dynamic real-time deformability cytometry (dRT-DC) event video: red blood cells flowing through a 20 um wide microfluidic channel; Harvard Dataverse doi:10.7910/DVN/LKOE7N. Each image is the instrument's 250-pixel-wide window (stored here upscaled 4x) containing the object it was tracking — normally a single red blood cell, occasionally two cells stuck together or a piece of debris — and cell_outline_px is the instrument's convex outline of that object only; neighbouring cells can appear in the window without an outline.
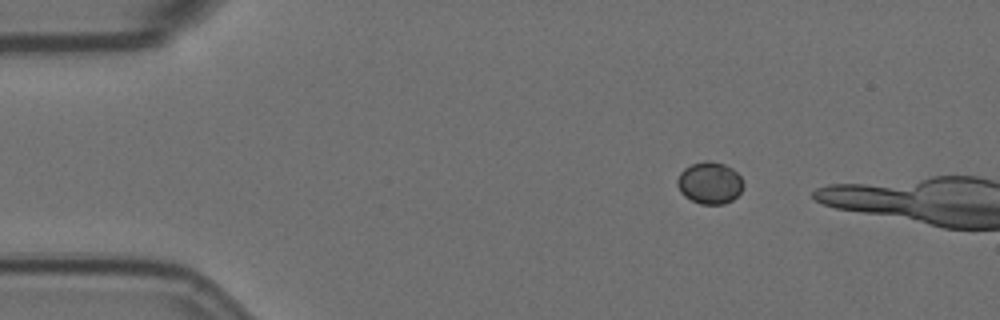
{"species": "Egyptian fruit bat (a non-hibernating species)", "species_latin": "Rousettus aegyptiacus", "temperature_condition": "room temperature", "stored_images_in_passage": 41, "camera_frame_rate_fps": 3000, "um_per_image_px": 0.085, "animal": {"sex": "female"}, "frame": {"image": 1, "passage_image": 1, "time_ms": 0.0, "image_size_px": [1000, 320], "cell_outline_px": [[744, 188], [732, 200], [724, 204], [700, 204], [684, 196], [680, 192], [676, 184], [676, 180], [680, 172], [684, 168], [692, 164], [704, 160], [712, 160], [724, 164], [732, 168], [740, 176], [744, 184]], "centroid_in_image_um": [60.31, 15.54], "position_along_channel_um": 24.7, "area_um2": 16.36}}
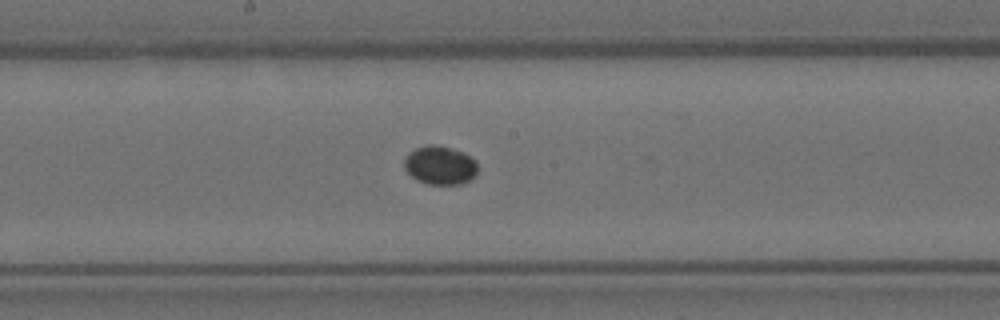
{"frame": {"image": 2, "passage_image": 22, "time_ms": 7.0, "image_size_px": [1000, 320], "cell_outline_px": [[476, 176], [460, 184], [428, 184], [416, 180], [404, 168], [404, 160], [408, 152], [424, 144], [432, 144], [452, 148], [464, 152], [476, 164]], "centroid_in_image_um": [37.36, 14.04], "position_along_channel_um": 210.8, "area_um2": 16.47}}
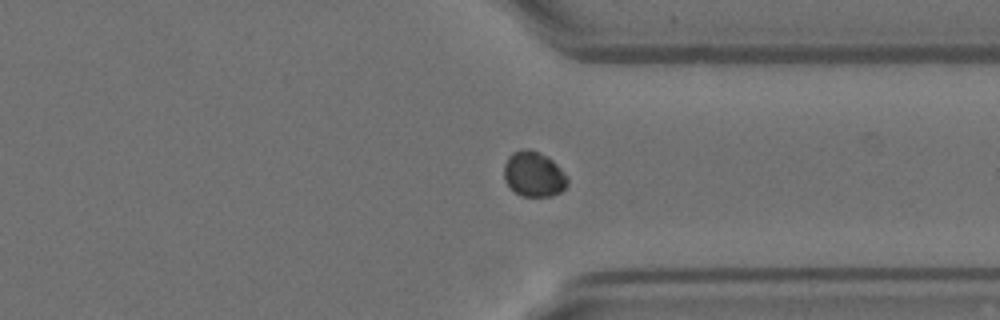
{"frame": {"image": 3, "passage_image": 35, "time_ms": 11.333, "image_size_px": [1000, 320], "cell_outline_px": [[568, 184], [560, 192], [552, 196], [524, 196], [516, 192], [504, 180], [504, 164], [508, 156], [512, 152], [520, 148], [528, 148], [540, 152], [548, 156], [564, 172], [568, 180]], "centroid_in_image_um": [45.36, 14.77], "position_along_channel_um": 366.0, "area_um2": 16.82}}